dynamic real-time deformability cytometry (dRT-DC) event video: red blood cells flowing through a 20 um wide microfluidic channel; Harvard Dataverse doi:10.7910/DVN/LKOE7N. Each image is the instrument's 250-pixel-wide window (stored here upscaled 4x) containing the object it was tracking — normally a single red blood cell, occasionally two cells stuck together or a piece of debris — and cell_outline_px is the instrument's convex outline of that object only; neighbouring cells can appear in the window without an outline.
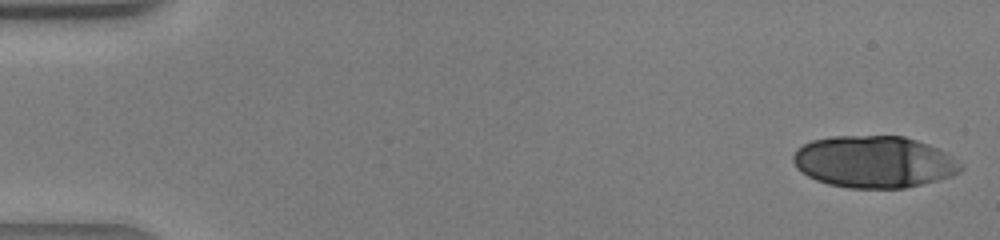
{"species": "human", "species_latin": "Homo sapiens", "temperature_condition": "warm", "stored_images_in_passage": 19, "segment_of_instrument_passage": [1, 2], "camera_frame_rate_fps": 3000, "um_per_image_px": 0.085, "donor": {"sex": "male"}, "frame": {"image": 1, "passage_image": 1, "time_ms": 0.0, "image_size_px": [1000, 240], "cell_outline_px": [[964, 168], [960, 172], [952, 176], [904, 188], [848, 188], [828, 184], [816, 180], [808, 176], [796, 168], [792, 160], [792, 156], [796, 148], [812, 140], [832, 136], [904, 136], [928, 144], [944, 152], [964, 164]], "centroid_in_image_um": [74.27, 13.75], "position_along_channel_um": 10.7, "area_um2": 50.81}}
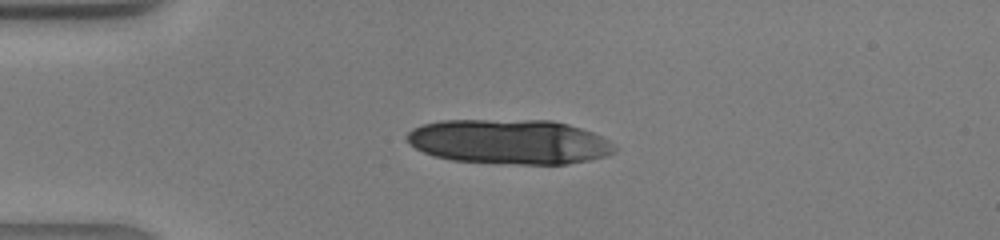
{"frame": {"image": 2, "passage_image": 10, "time_ms": 3.0, "image_size_px": [1000, 240], "cell_outline_px": [[616, 152], [608, 156], [568, 164], [520, 164], [452, 160], [436, 156], [424, 152], [416, 148], [404, 136], [412, 128], [424, 124], [440, 120], [552, 120], [568, 124], [592, 132], [608, 140], [616, 148]], "centroid_in_image_um": [43.31, 12.04], "position_along_channel_um": 41.7, "area_um2": 54.1}}